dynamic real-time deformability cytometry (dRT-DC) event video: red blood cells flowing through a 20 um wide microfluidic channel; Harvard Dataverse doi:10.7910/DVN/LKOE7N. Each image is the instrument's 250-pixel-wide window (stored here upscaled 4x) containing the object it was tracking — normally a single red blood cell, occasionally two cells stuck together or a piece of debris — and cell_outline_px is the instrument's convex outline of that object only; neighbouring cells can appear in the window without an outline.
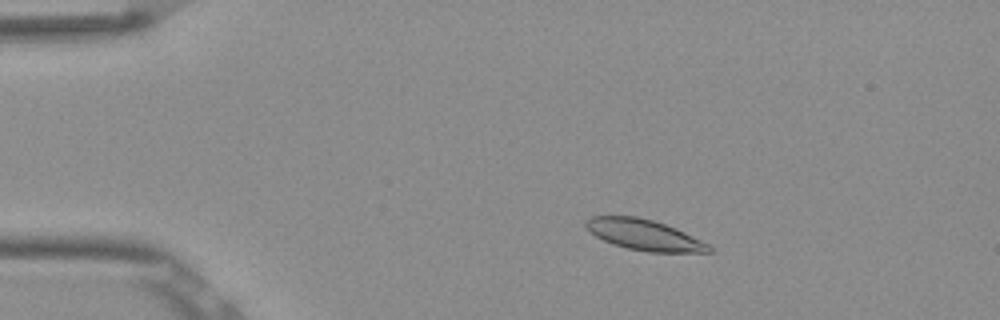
{"species": "Egyptian fruit bat (a non-hibernating species)", "species_latin": "Rousettus aegyptiacus", "temperature_condition": "room temperature", "stored_images_in_passage": 52, "camera_frame_rate_fps": 3000, "um_per_image_px": 0.085, "frame": {"image": 1, "passage_image": 9, "time_ms": 2.667, "image_size_px": [1000, 320], "cell_outline_px": [[712, 252], [648, 252], [628, 248], [612, 244], [596, 236], [584, 224], [584, 220], [592, 216], [636, 216], [652, 220], [676, 228], [708, 244], [712, 248]], "centroid_in_image_um": [54.74, 19.96], "position_along_channel_um": 30.3, "area_um2": 21.79}}
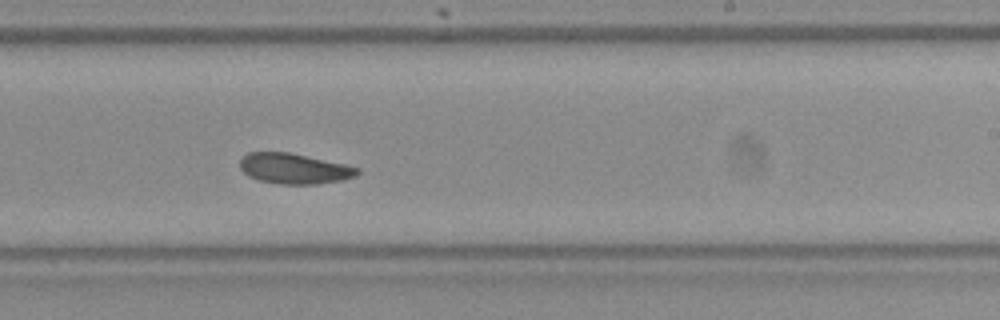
{"frame": {"image": 2, "passage_image": 32, "time_ms": 10.333, "image_size_px": [1000, 320], "cell_outline_px": [[360, 172], [356, 176], [340, 180], [316, 184], [280, 184], [260, 180], [248, 176], [240, 168], [240, 160], [248, 152], [288, 152], [344, 164], [360, 168]], "centroid_in_image_um": [25.0, 14.33], "position_along_channel_um": 264.0, "area_um2": 20.63}}
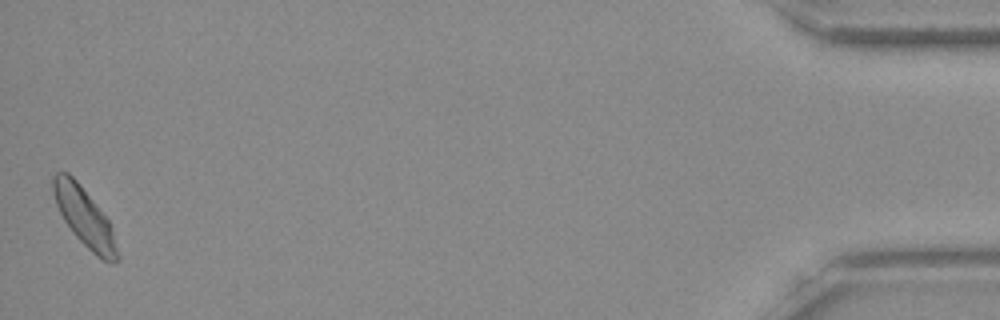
{"frame": {"image": 3, "passage_image": 52, "time_ms": 17.0, "image_size_px": [1000, 320], "cell_outline_px": [[120, 260], [112, 264], [108, 264], [96, 256], [72, 232], [64, 220], [56, 204], [52, 192], [52, 176], [56, 172], [68, 172], [80, 184], [108, 220], [112, 228], [120, 256]], "centroid_in_image_um": [7.19, 18.49], "position_along_channel_um": 428.0, "area_um2": 21.96}, "authors_computed_cell_mechanics": {"area_um2": 21.675, "velocity_mm_per_s": 3.8152, "shape_relaxation_time_tau1_ms": 5.6151, "shape_relaxation_time_tau2_ms": null, "deformation_change_tau1": 0.0949, "deformation_change_tau2": null}}